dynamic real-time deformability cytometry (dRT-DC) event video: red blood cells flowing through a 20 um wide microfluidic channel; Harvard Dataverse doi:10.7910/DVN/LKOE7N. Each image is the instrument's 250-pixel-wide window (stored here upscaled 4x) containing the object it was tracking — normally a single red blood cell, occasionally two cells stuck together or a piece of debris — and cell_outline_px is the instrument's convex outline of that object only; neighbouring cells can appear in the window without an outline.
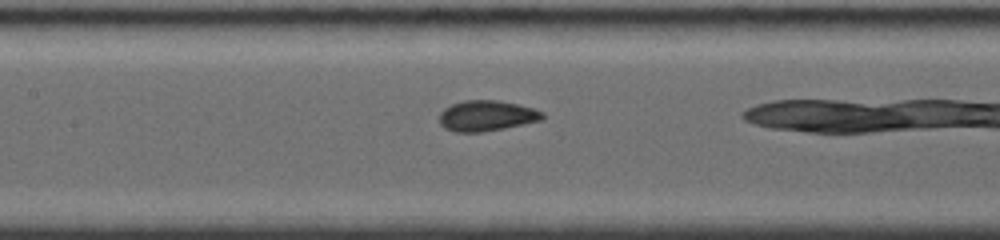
{"species": "common noctule bat (a hibernating species)", "species_latin": "Nyctalus noctula", "temperature_condition": "room temperature", "stored_images_in_passage": 27, "camera_frame_rate_fps": 4000, "um_per_image_px": 0.085, "animal": {"sex": "female", "body_mass_g": 19.0, "forearm_length_mm": 56.7}, "frame": {"image": 1, "passage_image": 5, "time_ms": 2.75, "image_size_px": [1000, 240], "cell_outline_px": [[544, 116], [540, 120], [504, 128], [480, 132], [456, 132], [444, 128], [440, 124], [440, 112], [444, 108], [452, 104], [464, 100], [496, 100], [516, 104], [532, 108], [544, 112]], "centroid_in_image_um": [41.33, 9.84], "position_along_channel_um": 166.1, "area_um2": 18.21}}
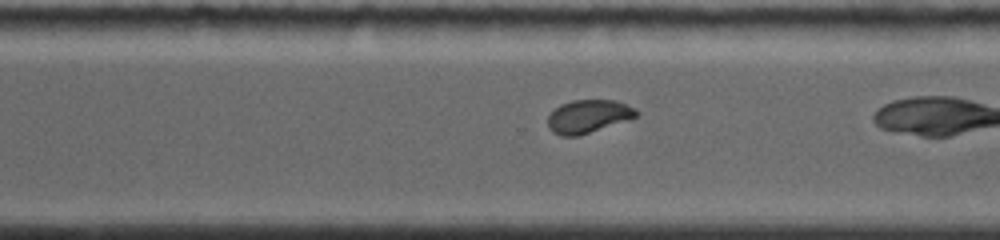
{"frame": {"image": 2, "passage_image": 16, "time_ms": 6.75, "image_size_px": [1000, 240], "cell_outline_px": [[640, 112], [632, 120], [576, 136], [560, 136], [552, 132], [548, 128], [548, 116], [560, 104], [572, 100], [616, 100], [636, 108]], "centroid_in_image_um": [50.04, 9.89], "position_along_channel_um": 320.6, "area_um2": 17.34}}
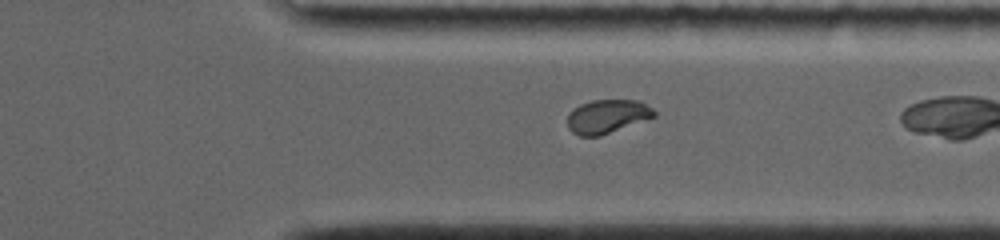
{"frame": {"image": 3, "passage_image": 19, "time_ms": 7.75, "image_size_px": [1000, 240], "cell_outline_px": [[656, 116], [600, 136], [580, 136], [572, 132], [568, 128], [568, 112], [572, 108], [580, 104], [592, 100], [636, 100], [652, 108], [656, 112]], "centroid_in_image_um": [51.57, 9.89], "position_along_channel_um": 359.8, "area_um2": 16.99}, "authors_computed_cell_mechanics": {"area_um2": 17.4556, "velocity_mm_per_s": 3.88, "shape_relaxation_time_tau1_ms": 8.9824, "shape_relaxation_time_tau2_ms": null, "deformation_change_tau1": 0.2048, "deformation_change_tau2": null}}